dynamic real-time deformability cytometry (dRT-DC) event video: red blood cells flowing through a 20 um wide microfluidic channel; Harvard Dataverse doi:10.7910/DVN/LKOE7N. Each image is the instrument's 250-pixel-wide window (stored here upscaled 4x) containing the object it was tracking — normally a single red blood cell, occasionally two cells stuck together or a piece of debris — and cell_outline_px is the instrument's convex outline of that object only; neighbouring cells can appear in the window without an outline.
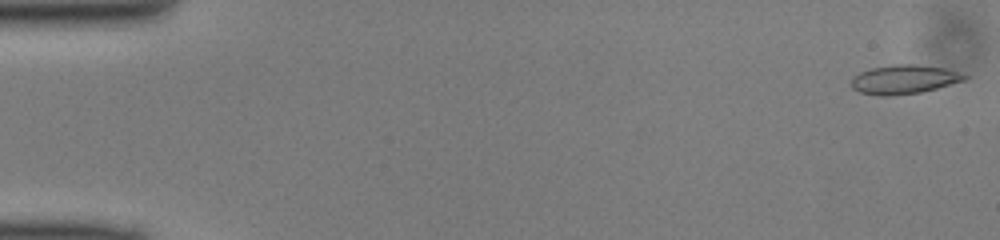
{"species": "common noctule bat (a hibernating species)", "species_latin": "Nyctalus noctula", "temperature_condition": "cold", "stored_images_in_passage": 49, "camera_frame_rate_fps": 3000, "um_per_image_px": 0.085, "animal": {"sex": "male", "body_mass_g": 13.0, "forearm_length_mm": 53.1}, "frame": {"image": 1, "passage_image": 1, "time_ms": 0.0, "image_size_px": [1000, 240], "cell_outline_px": [[968, 76], [964, 80], [936, 88], [920, 92], [892, 96], [880, 96], [860, 92], [852, 88], [852, 76], [860, 72], [872, 68], [892, 64], [916, 64], [944, 68]], "centroid_in_image_um": [76.79, 6.75], "position_along_channel_um": 8.2, "area_um2": 18.96}}
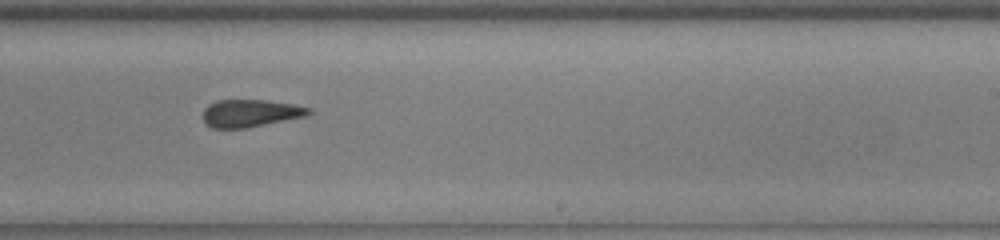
{"frame": {"image": 2, "passage_image": 30, "time_ms": 9.667, "image_size_px": [1000, 240], "cell_outline_px": [[312, 112], [304, 116], [244, 128], [212, 128], [204, 124], [204, 108], [208, 104], [216, 100], [268, 100], [292, 104], [312, 108]], "centroid_in_image_um": [21.24, 9.61], "position_along_channel_um": 267.8, "area_um2": 16.82}}
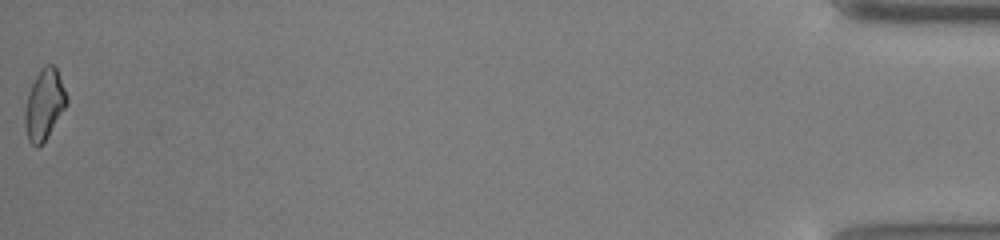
{"frame": {"image": 3, "passage_image": 49, "time_ms": 16.0, "image_size_px": [1000, 240], "cell_outline_px": [[68, 100], [64, 108], [44, 140], [36, 148], [28, 140], [24, 124], [24, 108], [28, 92], [40, 68], [44, 64], [52, 64], [56, 68], [60, 76]], "centroid_in_image_um": [3.73, 8.84], "position_along_channel_um": 431.5, "area_um2": 16.88}}